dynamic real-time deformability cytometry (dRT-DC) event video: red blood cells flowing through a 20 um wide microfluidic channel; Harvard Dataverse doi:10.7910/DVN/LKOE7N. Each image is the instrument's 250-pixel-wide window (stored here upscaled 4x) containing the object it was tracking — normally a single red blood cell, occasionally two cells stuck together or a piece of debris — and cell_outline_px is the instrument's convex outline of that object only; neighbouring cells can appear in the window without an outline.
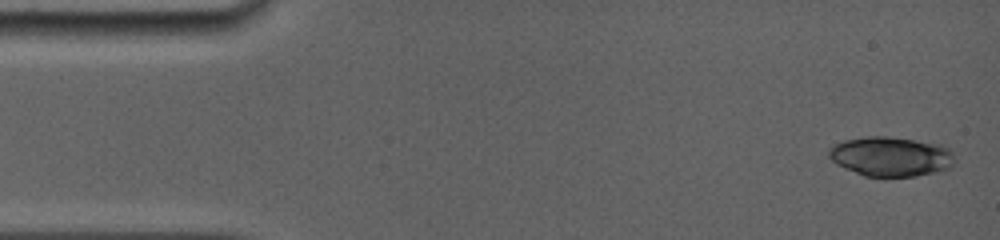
{"species": "common noctule bat (a hibernating species)", "species_latin": "Nyctalus noctula", "temperature_condition": "room temperature", "stored_images_in_passage": 10, "camera_frame_rate_fps": 5000, "um_per_image_px": 0.085, "animal": {"sex": "female", "body_mass_g": 19.0, "forearm_length_mm": 56.7}, "frame": {"image": 1, "passage_image": 1, "time_ms": 0.0, "image_size_px": [1000, 240], "cell_outline_px": [[956, 160], [948, 168], [916, 176], [864, 176], [844, 168], [836, 164], [828, 156], [828, 148], [832, 144], [844, 140], [868, 136], [888, 136], [940, 144], [948, 148], [952, 152]], "centroid_in_image_um": [75.68, 13.29], "position_along_channel_um": 9.3, "area_um2": 29.07}}
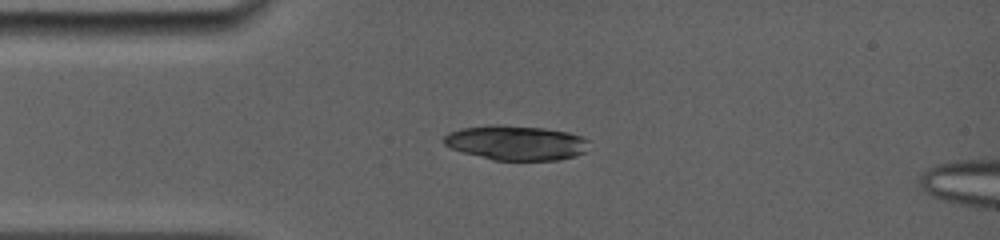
{"frame": {"image": 2, "passage_image": 8, "time_ms": 3.2, "image_size_px": [1000, 240], "cell_outline_px": [[588, 140], [584, 152], [576, 156], [556, 160], [492, 160], [464, 152], [452, 148], [444, 144], [440, 140], [448, 132], [460, 128], [496, 124], [504, 124], [544, 128], [568, 132], [580, 136]], "centroid_in_image_um": [43.81, 12.12], "position_along_channel_um": 41.2, "area_um2": 29.42}}